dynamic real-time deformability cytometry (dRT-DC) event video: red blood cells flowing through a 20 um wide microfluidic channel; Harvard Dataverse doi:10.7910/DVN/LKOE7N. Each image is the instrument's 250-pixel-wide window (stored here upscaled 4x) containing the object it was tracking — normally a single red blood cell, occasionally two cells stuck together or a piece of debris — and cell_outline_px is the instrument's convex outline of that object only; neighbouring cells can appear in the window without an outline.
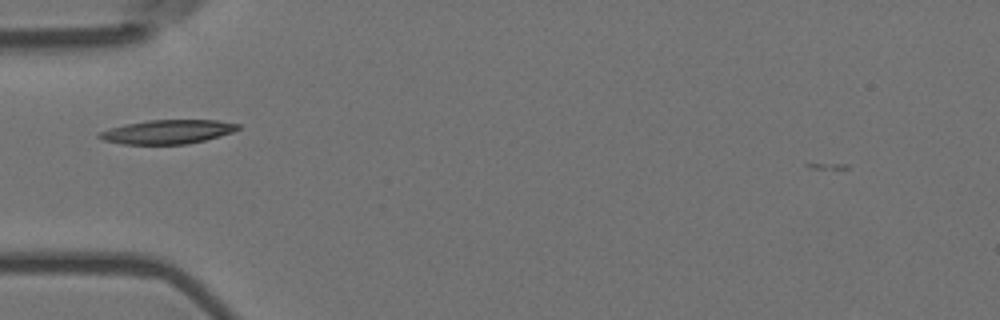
{"species": "Egyptian fruit bat (a non-hibernating species)", "species_latin": "Rousettus aegyptiacus", "temperature_condition": "room temperature", "stored_images_in_passage": 9, "camera_frame_rate_fps": 3000, "um_per_image_px": 0.085, "animal": {"sex": "female"}, "frame": {"image": 1, "passage_image": 4, "time_ms": 1.0, "image_size_px": [1000, 320], "cell_outline_px": [[240, 128], [232, 132], [220, 136], [188, 144], [124, 144], [104, 140], [96, 136], [100, 132], [108, 128], [124, 124], [148, 120], [216, 120], [240, 124]], "centroid_in_image_um": [14.23, 11.2], "position_along_channel_um": 70.8, "area_um2": 19.36}}
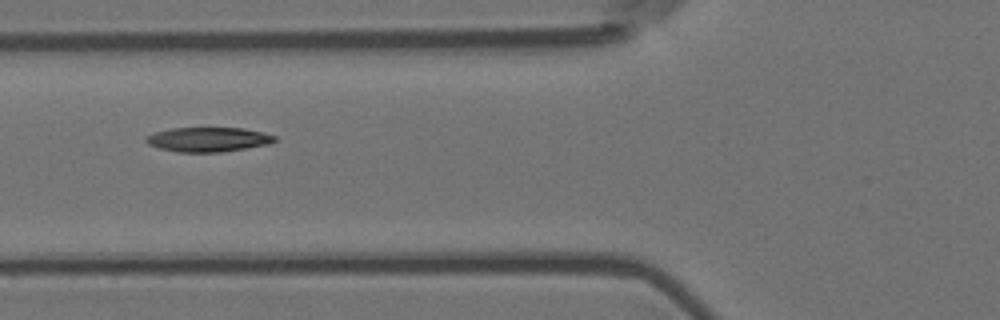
{"frame": {"image": 2, "passage_image": 7, "time_ms": 2.0, "image_size_px": [1000, 320], "cell_outline_px": [[276, 140], [268, 144], [220, 152], [176, 152], [160, 148], [148, 144], [144, 140], [148, 136], [156, 132], [172, 128], [244, 128], [264, 132], [276, 136]], "centroid_in_image_um": [17.7, 11.85], "position_along_channel_um": 108.1, "area_um2": 18.21}}